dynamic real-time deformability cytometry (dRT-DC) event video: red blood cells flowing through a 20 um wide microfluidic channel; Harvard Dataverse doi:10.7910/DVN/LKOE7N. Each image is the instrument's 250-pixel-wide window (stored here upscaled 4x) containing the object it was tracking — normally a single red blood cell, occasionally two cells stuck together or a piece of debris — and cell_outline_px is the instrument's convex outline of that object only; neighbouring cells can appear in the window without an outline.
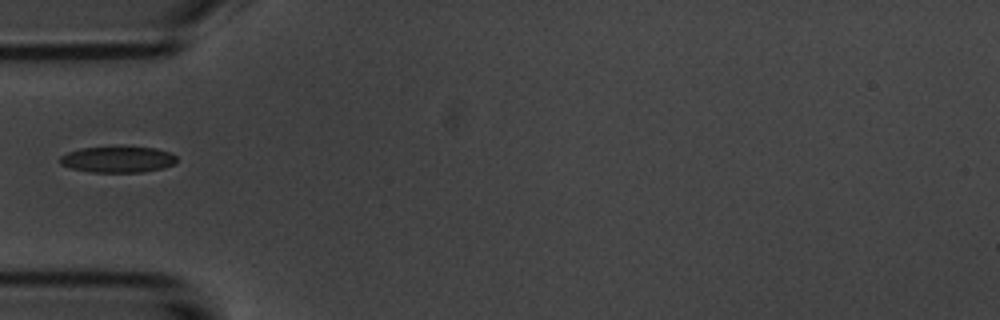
{"species": "common noctule bat (a hibernating species)", "species_latin": "Nyctalus noctula", "temperature_condition": "room temperature", "stored_images_in_passage": 1, "camera_frame_rate_fps": 3000, "um_per_image_px": 0.085, "animal": {"sex": "male", "body_mass_g": 20.1, "forearm_length_mm": 53.5}, "frame": {"image": 1, "passage_image": 1, "time_ms": 0.0, "image_size_px": [1000, 320], "cell_outline_px": [[176, 164], [164, 168], [140, 172], [92, 172], [72, 168], [60, 164], [60, 156], [68, 152], [80, 148], [156, 148], [168, 152], [176, 156]], "centroid_in_image_um": [10.02, 13.57], "position_along_channel_um": 75.0, "area_um2": 17.4}}